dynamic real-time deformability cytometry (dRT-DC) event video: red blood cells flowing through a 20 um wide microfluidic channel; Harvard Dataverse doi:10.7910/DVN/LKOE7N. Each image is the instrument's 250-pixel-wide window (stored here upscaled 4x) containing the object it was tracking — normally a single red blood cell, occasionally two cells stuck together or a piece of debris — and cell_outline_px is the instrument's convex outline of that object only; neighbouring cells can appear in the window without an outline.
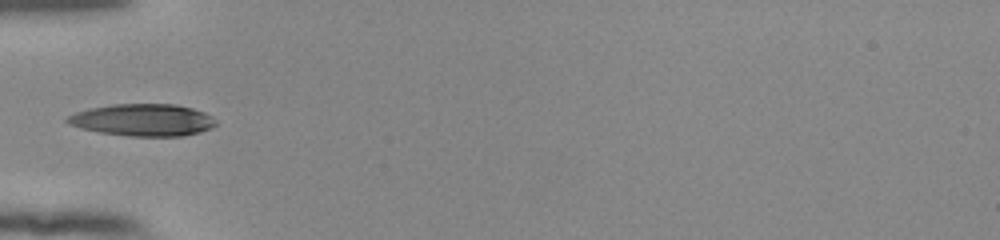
{"species": "human", "species_latin": "Homo sapiens", "temperature_condition": "room temperature", "stored_images_in_passage": 36, "camera_frame_rate_fps": 3000, "um_per_image_px": 0.085, "donor": {"sex": "female"}, "frame": {"image": 1, "passage_image": 1, "time_ms": 0.0, "image_size_px": [1000, 240], "cell_outline_px": [[216, 124], [212, 128], [200, 132], [184, 136], [128, 136], [100, 132], [80, 128], [68, 124], [64, 120], [68, 116], [76, 112], [92, 108], [112, 104], [176, 104], [192, 108], [204, 112], [212, 116], [216, 120]], "centroid_in_image_um": [12.16, 10.2], "position_along_channel_um": 72.8, "area_um2": 27.86}}
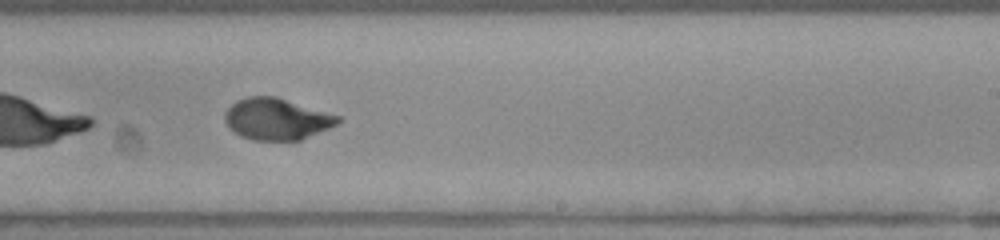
{"frame": {"image": 2, "passage_image": 16, "time_ms": 5.0, "image_size_px": [1000, 240], "cell_outline_px": [[340, 120], [336, 124], [328, 128], [300, 140], [252, 140], [240, 136], [228, 128], [224, 120], [224, 112], [236, 100], [248, 96], [276, 96], [340, 116]], "centroid_in_image_um": [23.46, 10.11], "position_along_channel_um": 265.5, "area_um2": 27.34}}
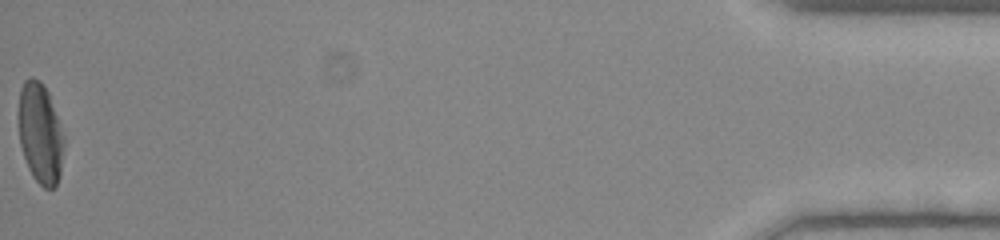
{"frame": {"image": 3, "passage_image": 36, "time_ms": 11.667, "image_size_px": [1000, 240], "cell_outline_px": [[64, 144], [60, 172], [56, 184], [52, 188], [44, 188], [32, 176], [28, 168], [20, 144], [20, 88], [24, 80], [32, 76], [40, 80], [48, 92], [64, 136]], "centroid_in_image_um": [3.43, 11.33], "position_along_channel_um": 431.8, "area_um2": 26.13}, "authors_computed_cell_mechanics": {"area_um2": 27.3972, "velocity_mm_per_s": 3.8642, "shape_relaxation_time_tau1_ms": 3.807, "shape_relaxation_time_tau2_ms": 1.0852, "deformation_change_tau1": 0.1981, "deformation_change_tau2": 0.0499}}